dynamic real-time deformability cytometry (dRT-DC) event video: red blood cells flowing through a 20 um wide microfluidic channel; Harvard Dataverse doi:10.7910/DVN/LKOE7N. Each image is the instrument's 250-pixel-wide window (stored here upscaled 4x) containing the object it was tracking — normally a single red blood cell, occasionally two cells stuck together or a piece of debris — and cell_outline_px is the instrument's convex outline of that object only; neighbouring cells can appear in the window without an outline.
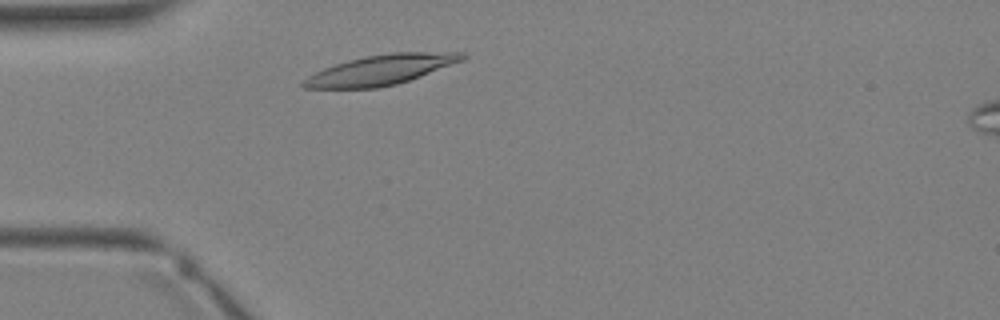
{"species": "Egyptian fruit bat (a non-hibernating species)", "species_latin": "Rousettus aegyptiacus", "temperature_condition": "warm", "stored_images_in_passage": 2, "camera_frame_rate_fps": 3000, "um_per_image_px": 0.085, "animal": {"sex": "female"}, "frame": {"image": 1, "passage_image": 1, "time_ms": 0.0, "image_size_px": [1000, 320], "cell_outline_px": [[468, 56], [464, 60], [420, 76], [396, 84], [376, 88], [304, 88], [300, 84], [308, 76], [324, 68], [336, 64], [364, 56], [392, 52], [464, 52]], "centroid_in_image_um": [32.4, 5.93], "position_along_channel_um": 52.6, "area_um2": 27.51}}